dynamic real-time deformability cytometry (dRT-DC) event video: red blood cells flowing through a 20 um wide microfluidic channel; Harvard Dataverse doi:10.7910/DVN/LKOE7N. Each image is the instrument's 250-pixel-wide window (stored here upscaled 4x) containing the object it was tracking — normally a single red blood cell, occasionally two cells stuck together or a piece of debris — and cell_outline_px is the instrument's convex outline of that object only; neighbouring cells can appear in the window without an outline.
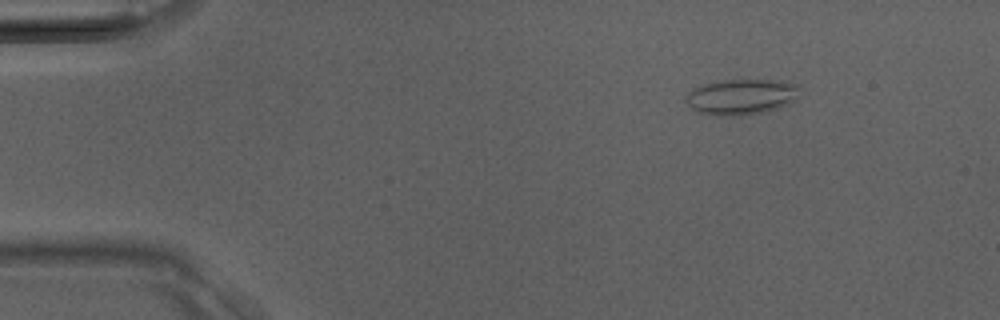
{"species": "Egyptian fruit bat (a non-hibernating species)", "species_latin": "Rousettus aegyptiacus", "temperature_condition": "room temperature", "stored_images_in_passage": 39, "camera_frame_rate_fps": 3000, "um_per_image_px": 0.085, "animal": {"sex": "male"}, "frame": {"image": 1, "passage_image": 6, "time_ms": 1.667, "image_size_px": [1000, 320], "cell_outline_px": [[800, 84], [796, 100], [788, 104], [776, 108], [760, 112], [732, 116], [712, 116], [696, 112], [684, 100], [684, 96], [688, 92], [704, 84], [716, 80], [776, 80]], "centroid_in_image_um": [62.98, 8.22], "position_along_channel_um": 22.0, "area_um2": 23.76}}
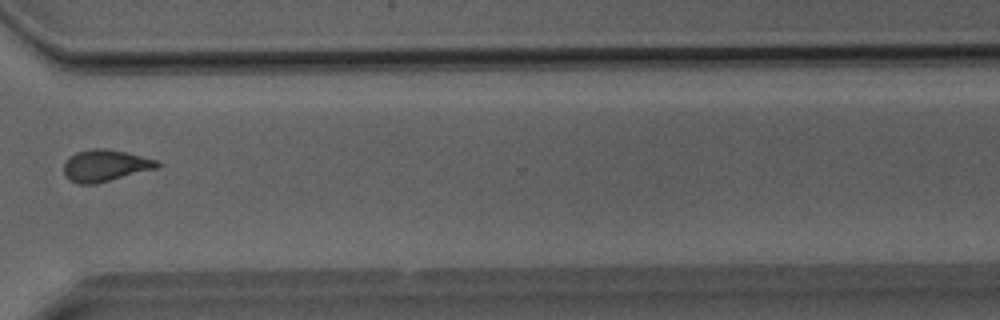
{"frame": {"image": 2, "passage_image": 30, "time_ms": 9.667, "image_size_px": [1000, 320], "cell_outline_px": [[160, 168], [96, 184], [76, 184], [68, 180], [64, 176], [64, 164], [68, 156], [76, 152], [92, 148], [104, 148], [124, 152], [156, 160], [160, 164]], "centroid_in_image_um": [8.91, 14.09], "position_along_channel_um": 361.7, "area_um2": 17.51}}
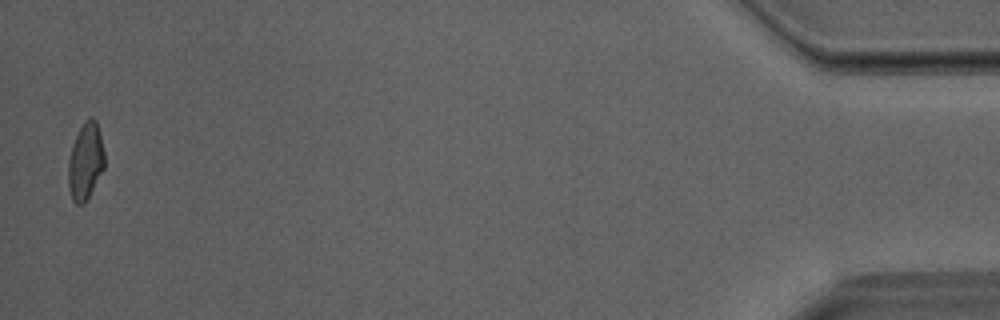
{"frame": {"image": 3, "passage_image": 39, "time_ms": 12.667, "image_size_px": [1000, 320], "cell_outline_px": [[104, 168], [84, 204], [76, 204], [72, 200], [68, 188], [68, 160], [72, 144], [84, 120], [92, 116], [96, 120], [104, 152]], "centroid_in_image_um": [7.25, 13.72], "position_along_channel_um": 428.0, "area_um2": 16.18}}